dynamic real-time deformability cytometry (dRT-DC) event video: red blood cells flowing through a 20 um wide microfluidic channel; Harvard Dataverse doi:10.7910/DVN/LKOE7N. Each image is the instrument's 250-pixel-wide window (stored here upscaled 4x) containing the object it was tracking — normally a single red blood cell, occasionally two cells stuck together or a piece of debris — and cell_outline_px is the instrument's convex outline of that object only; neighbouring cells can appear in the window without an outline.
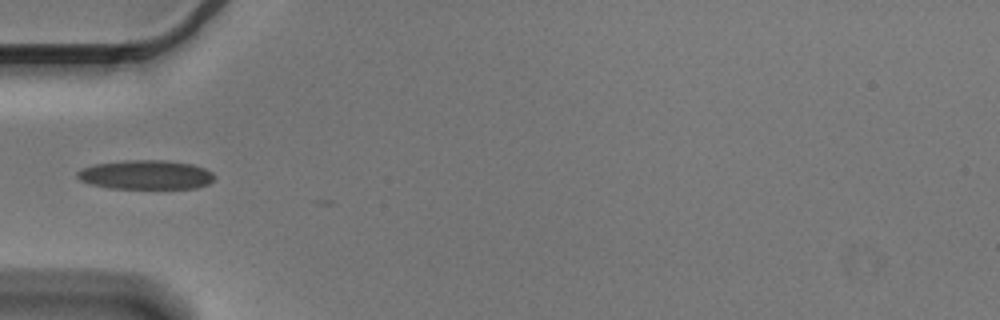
{"species": "Egyptian fruit bat (a non-hibernating species)", "species_latin": "Rousettus aegyptiacus", "temperature_condition": "cold", "stored_images_in_passage": 8, "camera_frame_rate_fps": 3000, "um_per_image_px": 0.085, "animal": {"sex": "male"}, "frame": {"image": 1, "passage_image": 4, "time_ms": 1.0, "image_size_px": [1000, 320], "cell_outline_px": [[216, 176], [208, 184], [196, 188], [108, 188], [92, 184], [80, 180], [76, 176], [76, 172], [80, 168], [96, 164], [124, 160], [164, 160], [192, 164], [204, 168], [212, 172]], "centroid_in_image_um": [12.38, 14.85], "position_along_channel_um": 72.6, "area_um2": 23.35}}
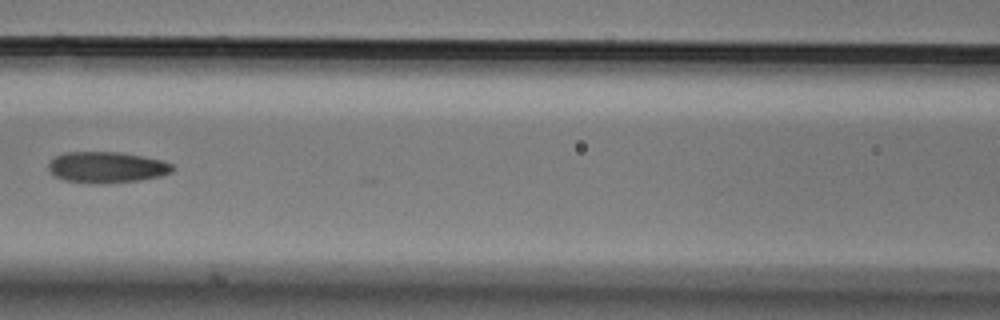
{"frame": {"image": 2, "passage_image": 6, "time_ms": 1.667, "image_size_px": [1000, 320], "cell_outline_px": [[176, 168], [172, 172], [160, 176], [140, 180], [100, 184], [64, 180], [56, 176], [48, 168], [48, 160], [64, 152], [120, 152], [164, 160], [172, 164]], "centroid_in_image_um": [9.09, 14.21], "position_along_channel_um": 157.5, "area_um2": 22.6}}
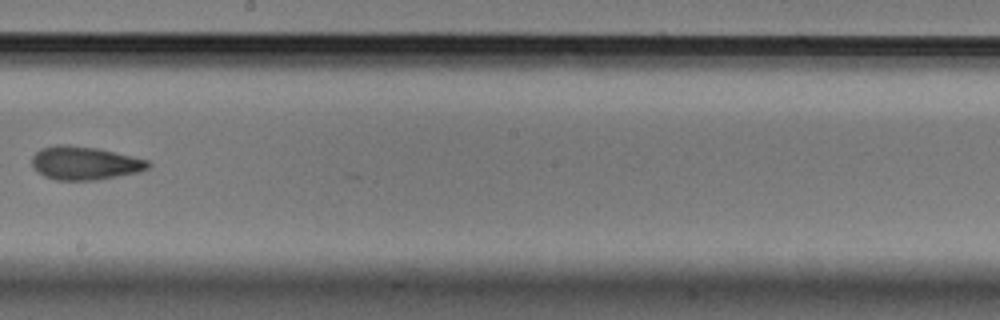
{"frame": {"image": 3, "passage_image": 8, "time_ms": 2.333, "image_size_px": [1000, 320], "cell_outline_px": [[152, 164], [148, 168], [140, 172], [100, 180], [56, 180], [44, 176], [36, 172], [32, 164], [32, 156], [40, 148], [56, 144], [64, 144], [96, 148], [132, 156], [148, 160]], "centroid_in_image_um": [7.19, 13.87], "position_along_channel_um": 241.0, "area_um2": 22.83}}